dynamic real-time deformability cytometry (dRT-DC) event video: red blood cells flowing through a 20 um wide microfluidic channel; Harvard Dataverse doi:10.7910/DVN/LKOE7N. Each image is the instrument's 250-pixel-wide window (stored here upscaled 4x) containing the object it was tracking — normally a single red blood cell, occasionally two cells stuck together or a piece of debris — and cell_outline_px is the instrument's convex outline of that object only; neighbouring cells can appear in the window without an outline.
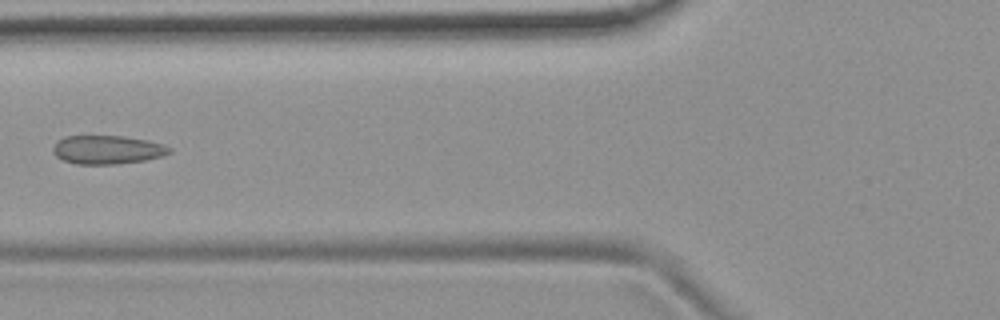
{"species": "common noctule bat (a hibernating species)", "species_latin": "Nyctalus noctula", "temperature_condition": "room temperature", "stored_images_in_passage": 7, "camera_frame_rate_fps": 3000, "um_per_image_px": 0.085, "animal": {"sex": "female", "body_mass_g": 19.9}, "frame": {"image": 1, "passage_image": 6, "time_ms": 6.667, "image_size_px": [1000, 320], "cell_outline_px": [[172, 152], [160, 156], [144, 160], [116, 164], [76, 164], [64, 160], [56, 156], [52, 152], [52, 148], [56, 140], [64, 136], [124, 136], [148, 140], [164, 144], [172, 148]], "centroid_in_image_um": [9.1, 12.71], "position_along_channel_um": 116.7, "area_um2": 19.54}}
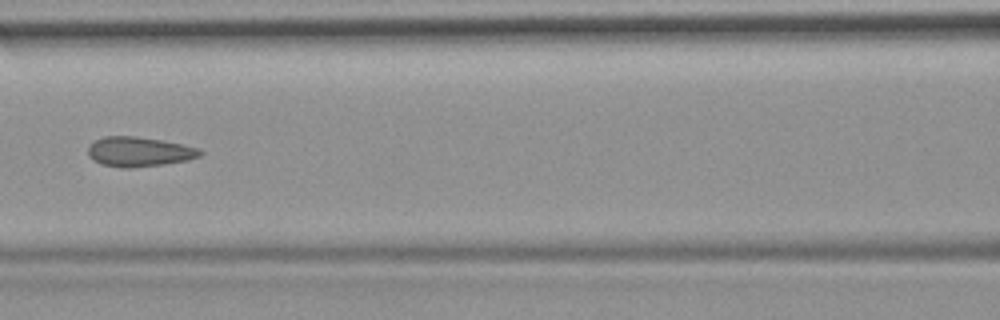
{"frame": {"image": 2, "passage_image": 7, "time_ms": 7.667, "image_size_px": [1000, 320], "cell_outline_px": [[204, 152], [200, 156], [188, 160], [164, 164], [132, 168], [120, 168], [100, 164], [92, 160], [88, 156], [88, 144], [104, 136], [136, 136], [160, 140], [200, 148]], "centroid_in_image_um": [11.79, 12.91], "position_along_channel_um": 154.8, "area_um2": 19.59}}